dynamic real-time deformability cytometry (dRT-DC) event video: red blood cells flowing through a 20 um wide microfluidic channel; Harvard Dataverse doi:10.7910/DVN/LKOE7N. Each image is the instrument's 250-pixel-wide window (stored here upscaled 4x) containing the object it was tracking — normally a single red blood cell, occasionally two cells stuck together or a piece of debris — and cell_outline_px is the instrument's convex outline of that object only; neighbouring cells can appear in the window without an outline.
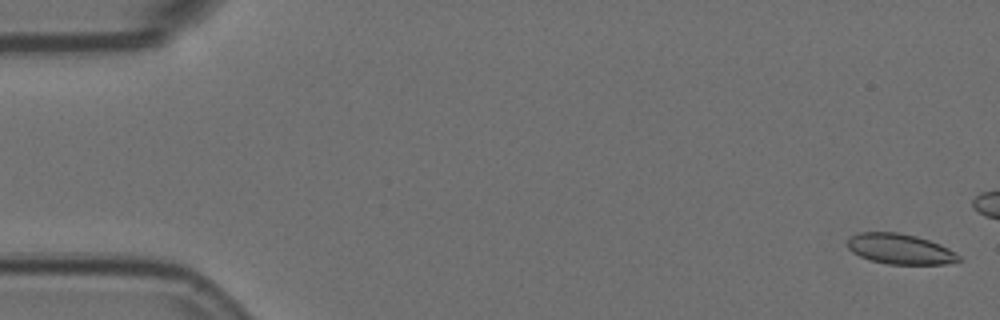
{"species": "Egyptian fruit bat (a non-hibernating species)", "species_latin": "Rousettus aegyptiacus", "temperature_condition": "room temperature", "stored_images_in_passage": 10, "camera_frame_rate_fps": 3000, "um_per_image_px": 0.085, "animal": {"sex": "female"}, "frame": {"image": 1, "passage_image": 1, "time_ms": 0.0, "image_size_px": [1000, 320], "cell_outline_px": [[964, 260], [944, 264], [888, 264], [872, 260], [860, 256], [852, 252], [848, 248], [848, 240], [856, 232], [896, 232], [916, 236], [940, 244], [948, 248], [960, 256]], "centroid_in_image_um": [76.52, 21.16], "position_along_channel_um": 8.5, "area_um2": 19.59}}
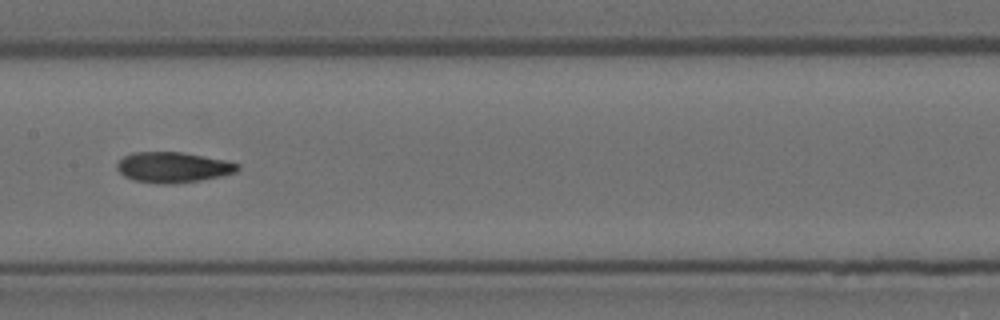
{"frame": {"image": 2, "passage_image": 7, "time_ms": 2.0, "image_size_px": [1000, 320], "cell_outline_px": [[240, 168], [236, 172], [220, 176], [200, 180], [172, 184], [156, 184], [132, 180], [124, 176], [116, 168], [116, 164], [124, 156], [132, 152], [180, 152], [224, 160], [240, 164]], "centroid_in_image_um": [14.67, 14.23], "position_along_channel_um": 192.7, "area_um2": 21.44}}
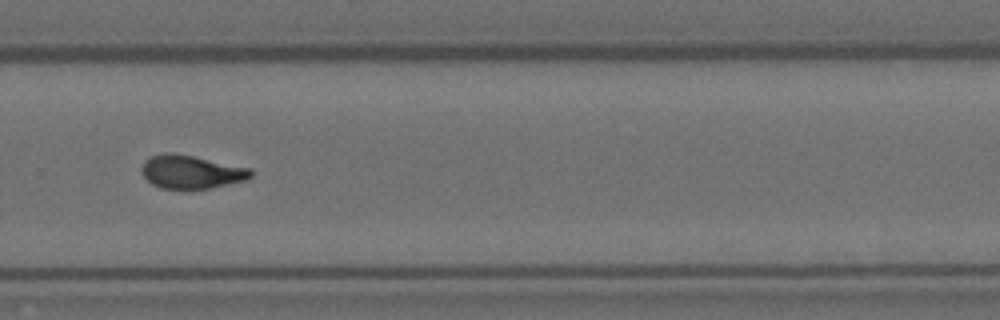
{"frame": {"image": 3, "passage_image": 10, "time_ms": 3.0, "image_size_px": [1000, 320], "cell_outline_px": [[252, 176], [248, 180], [212, 188], [160, 188], [152, 184], [140, 172], [140, 168], [144, 160], [152, 156], [164, 152], [172, 152], [252, 168]], "centroid_in_image_um": [16.26, 14.6], "position_along_channel_um": 313.5, "area_um2": 21.33}}